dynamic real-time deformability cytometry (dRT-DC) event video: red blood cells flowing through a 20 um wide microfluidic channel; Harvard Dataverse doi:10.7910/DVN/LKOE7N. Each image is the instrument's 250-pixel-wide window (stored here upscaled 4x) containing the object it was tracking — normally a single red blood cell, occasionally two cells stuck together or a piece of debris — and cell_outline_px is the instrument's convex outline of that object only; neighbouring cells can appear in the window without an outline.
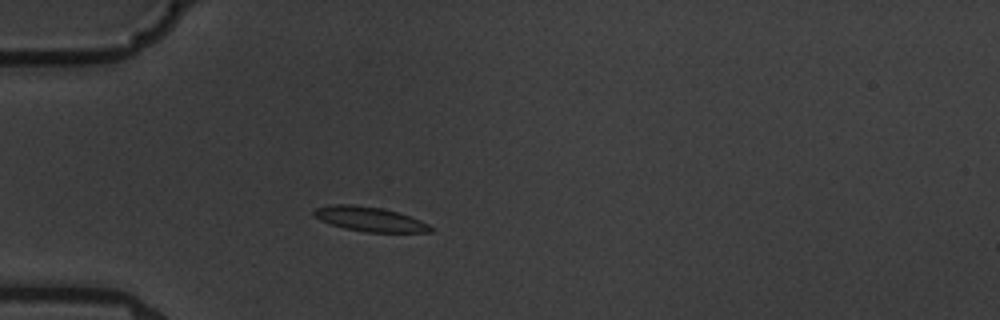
{"species": "common noctule bat (a hibernating species)", "species_latin": "Nyctalus noctula", "temperature_condition": "warm", "stored_images_in_passage": 4, "camera_frame_rate_fps": 3000, "um_per_image_px": 0.085, "animal": {"sex": "male", "body_mass_g": 19.5, "forearm_length_mm": 54.6}, "frame": {"image": 1, "passage_image": 4, "time_ms": 3.333, "image_size_px": [1000, 320], "cell_outline_px": [[436, 228], [432, 232], [368, 232], [344, 228], [320, 220], [312, 212], [316, 208], [336, 204], [352, 204], [384, 208], [400, 212], [420, 220]], "centroid_in_image_um": [31.49, 18.62], "position_along_channel_um": 53.5, "area_um2": 16.7}}